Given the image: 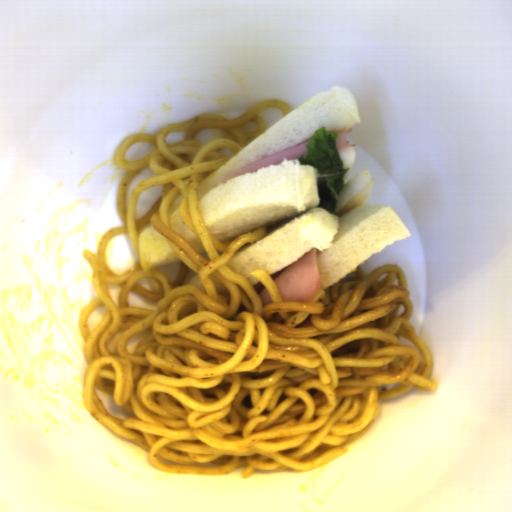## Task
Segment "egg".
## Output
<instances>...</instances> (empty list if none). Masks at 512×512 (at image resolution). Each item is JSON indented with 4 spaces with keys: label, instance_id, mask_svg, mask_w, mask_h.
I'll use <instances>...</instances> for the list:
<instances>
[{
    "label": "egg",
    "instance_id": "1",
    "mask_svg": "<svg viewBox=\"0 0 512 512\" xmlns=\"http://www.w3.org/2000/svg\"><path fill=\"white\" fill-rule=\"evenodd\" d=\"M372 189L373 183L370 172L364 169L343 184L342 190L337 195V209L333 214L341 217L352 209L369 203Z\"/></svg>",
    "mask_w": 512,
    "mask_h": 512
}]
</instances>
